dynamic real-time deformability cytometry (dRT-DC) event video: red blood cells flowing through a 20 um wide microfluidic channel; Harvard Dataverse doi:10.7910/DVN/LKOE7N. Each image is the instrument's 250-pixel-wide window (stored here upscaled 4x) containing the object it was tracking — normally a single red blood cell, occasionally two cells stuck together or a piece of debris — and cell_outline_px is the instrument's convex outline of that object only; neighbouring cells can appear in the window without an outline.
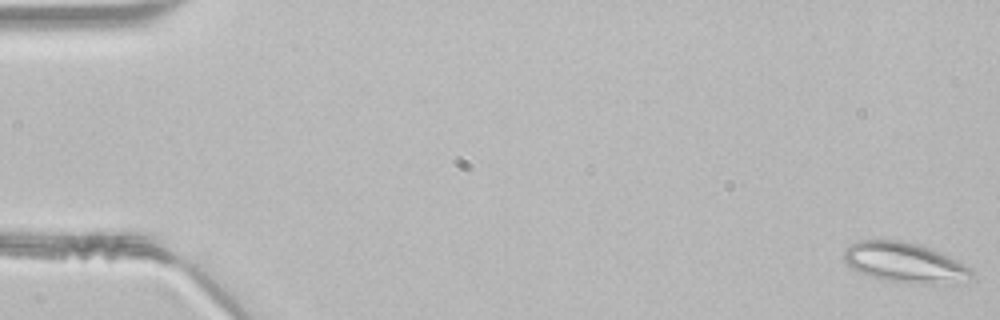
{"species": "common noctule bat (a hibernating species)", "species_latin": "Nyctalus noctula", "temperature_condition": "room temperature", "stored_images_in_passage": 15, "camera_frame_rate_fps": 3000, "um_per_image_px": 0.085, "animal": {"sex": "male", "body_mass_g": 21.5, "forearm_length_mm": 52.0}, "frame": {"image": 1, "passage_image": 1, "time_ms": 0.0, "image_size_px": [1000, 320], "cell_outline_px": [[972, 276], [964, 284], [904, 284], [884, 280], [868, 276], [852, 268], [844, 260], [844, 248], [848, 244], [856, 240], [900, 240], [920, 244], [932, 248], [972, 268]], "centroid_in_image_um": [76.93, 22.34], "position_along_channel_um": 8.1, "area_um2": 30.63}}